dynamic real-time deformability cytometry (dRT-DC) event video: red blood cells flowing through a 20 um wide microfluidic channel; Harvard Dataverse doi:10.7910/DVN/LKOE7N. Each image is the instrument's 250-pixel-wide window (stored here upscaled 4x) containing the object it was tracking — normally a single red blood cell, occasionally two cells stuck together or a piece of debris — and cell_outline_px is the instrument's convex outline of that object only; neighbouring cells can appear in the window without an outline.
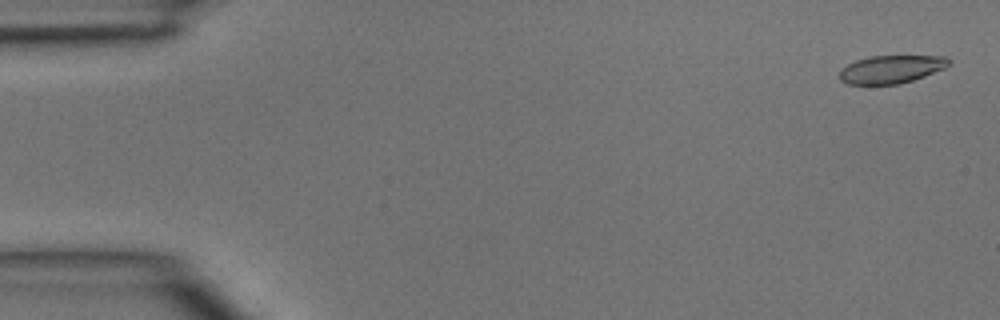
{"species": "common noctule bat (a hibernating species)", "species_latin": "Nyctalus noctula", "temperature_condition": "room temperature", "stored_images_in_passage": 46, "camera_frame_rate_fps": 3000, "um_per_image_px": 0.085, "animal": {"sex": "male", "body_mass_g": 15.6}, "frame": {"image": 1, "passage_image": 2, "time_ms": 0.333, "image_size_px": [1000, 320], "cell_outline_px": [[952, 64], [944, 68], [924, 76], [900, 84], [848, 84], [840, 80], [840, 72], [848, 64], [856, 60], [872, 56], [944, 56], [952, 60]], "centroid_in_image_um": [75.79, 5.88], "position_along_channel_um": 9.2, "area_um2": 17.69}}
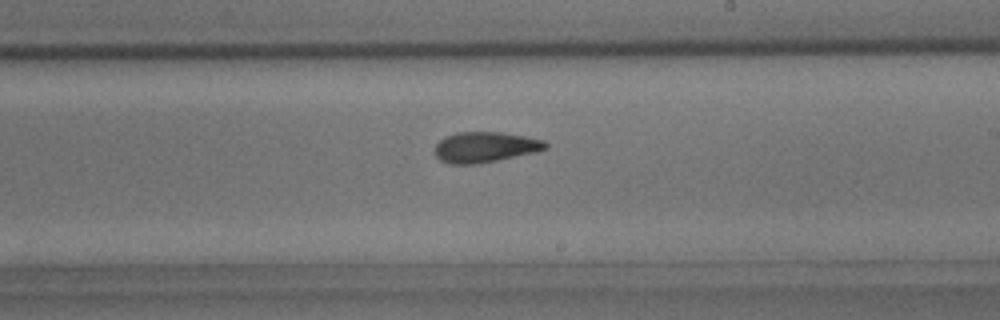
{"frame": {"image": 2, "passage_image": 27, "time_ms": 8.667, "image_size_px": [1000, 320], "cell_outline_px": [[548, 148], [536, 152], [476, 164], [448, 164], [440, 160], [436, 156], [436, 144], [444, 136], [456, 132], [504, 132], [544, 140], [548, 144]], "centroid_in_image_um": [41.23, 12.5], "position_along_channel_um": 247.8, "area_um2": 19.71}}
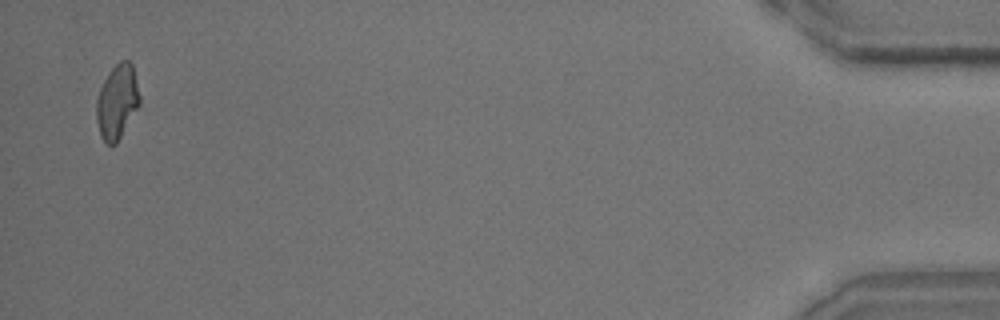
{"frame": {"image": 3, "passage_image": 45, "time_ms": 14.667, "image_size_px": [1000, 320], "cell_outline_px": [[140, 104], [116, 144], [104, 144], [100, 136], [96, 120], [96, 100], [100, 88], [108, 72], [120, 60], [128, 60], [132, 64], [140, 96]], "centroid_in_image_um": [9.94, 8.66], "position_along_channel_um": 425.3, "area_um2": 18.79}}